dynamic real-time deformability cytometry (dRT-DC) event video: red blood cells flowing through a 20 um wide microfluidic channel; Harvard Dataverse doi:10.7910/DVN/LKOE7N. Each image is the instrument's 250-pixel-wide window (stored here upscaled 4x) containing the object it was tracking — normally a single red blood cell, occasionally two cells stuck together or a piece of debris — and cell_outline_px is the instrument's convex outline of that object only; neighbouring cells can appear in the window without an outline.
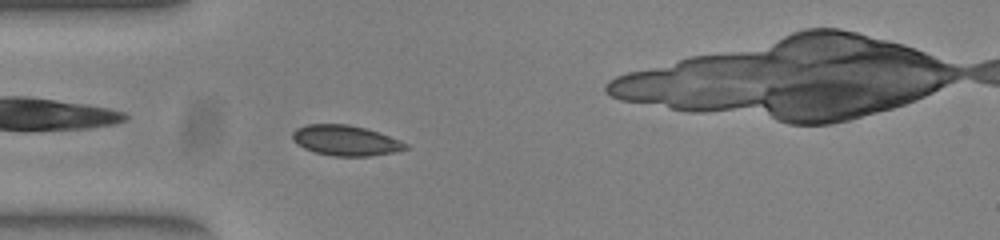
{"species": "common noctule bat (a hibernating species)", "species_latin": "Nyctalus noctula", "temperature_condition": "warm", "stored_images_in_passage": 49, "camera_frame_rate_fps": 3000, "um_per_image_px": 0.085, "animal": {"sex": "female", "body_mass_g": 23.0, "forearm_length_mm": 53.4}, "frame": {"image": 1, "passage_image": 11, "time_ms": 3.333, "image_size_px": [1000, 240], "cell_outline_px": [[408, 148], [396, 152], [372, 156], [332, 156], [316, 152], [304, 148], [296, 144], [292, 140], [292, 132], [296, 128], [304, 124], [348, 124], [364, 128], [400, 140], [408, 144]], "centroid_in_image_um": [29.34, 11.94], "position_along_channel_um": 55.7, "area_um2": 20.06}}
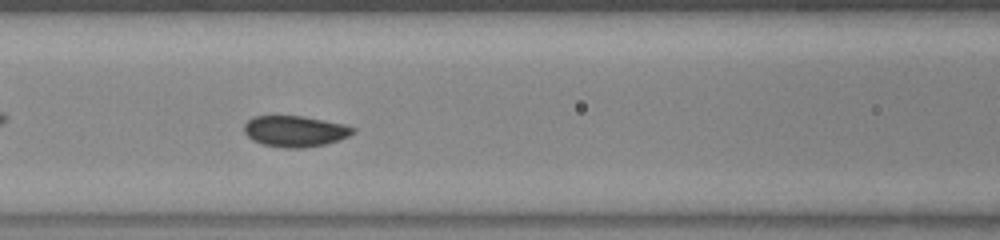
{"frame": {"image": 2, "passage_image": 18, "time_ms": 5.667, "image_size_px": [1000, 240], "cell_outline_px": [[356, 132], [340, 140], [324, 144], [304, 148], [284, 148], [264, 144], [252, 140], [244, 132], [244, 124], [252, 116], [300, 116], [344, 124], [356, 128]], "centroid_in_image_um": [25.08, 11.16], "position_along_channel_um": 141.5, "area_um2": 19.65}}
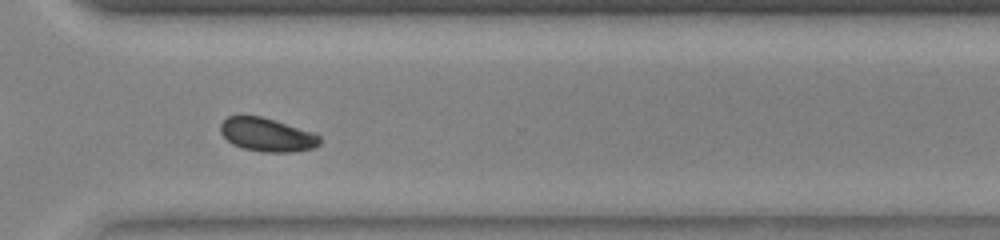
{"frame": {"image": 3, "passage_image": 34, "time_ms": 11.0, "image_size_px": [1000, 240], "cell_outline_px": [[320, 144], [312, 148], [292, 152], [264, 152], [244, 148], [232, 144], [220, 132], [220, 124], [228, 116], [260, 116], [316, 132], [320, 136]], "centroid_in_image_um": [22.72, 11.45], "position_along_channel_um": 347.9, "area_um2": 19.36}, "authors_computed_cell_mechanics": {"area_um2": 19.4786, "velocity_mm_per_s": 3.8743, "shape_relaxation_time_tau1_ms": 1.9666, "shape_relaxation_time_tau2_ms": null, "deformation_change_tau1": 0.0758, "deformation_change_tau2": null}}